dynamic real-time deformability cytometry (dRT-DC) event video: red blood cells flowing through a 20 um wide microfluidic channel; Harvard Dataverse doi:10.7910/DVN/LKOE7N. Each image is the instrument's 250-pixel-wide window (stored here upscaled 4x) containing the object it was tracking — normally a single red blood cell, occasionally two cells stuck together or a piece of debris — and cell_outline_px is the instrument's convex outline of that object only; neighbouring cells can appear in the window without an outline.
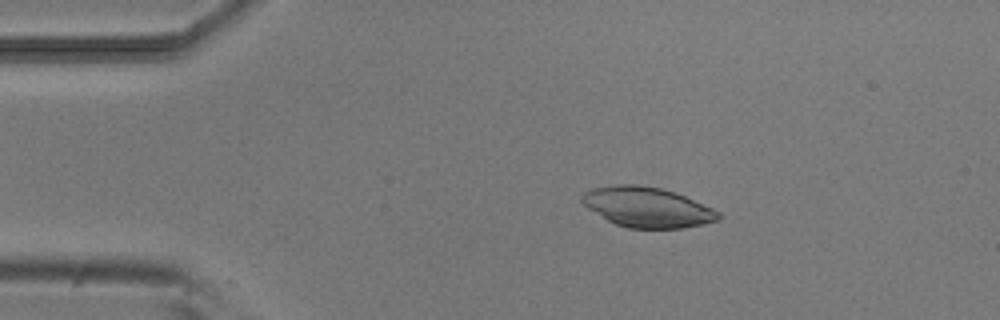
{"species": "common noctule bat (a hibernating species)", "species_latin": "Nyctalus noctula", "temperature_condition": "room temperature", "stored_images_in_passage": 51, "camera_frame_rate_fps": 3000, "um_per_image_px": 0.085, "animal": {"sex": "male", "body_mass_g": 20.5, "forearm_length_mm": 52.5}, "frame": {"image": 1, "passage_image": 9, "time_ms": 2.667, "image_size_px": [1000, 320], "cell_outline_px": [[724, 216], [720, 220], [684, 228], [628, 228], [616, 224], [608, 220], [588, 208], [580, 200], [580, 196], [584, 192], [596, 188], [616, 184], [636, 184], [660, 188], [684, 196], [712, 208], [720, 212]], "centroid_in_image_um": [55.03, 17.62], "position_along_channel_um": 30.0, "area_um2": 31.67}}
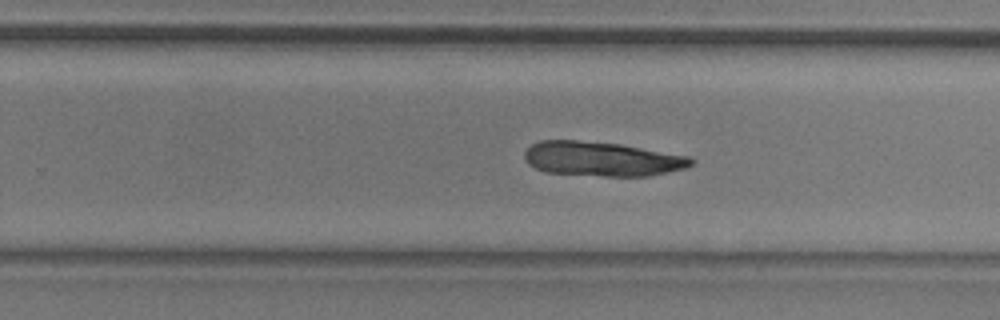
{"frame": {"image": 2, "passage_image": 32, "time_ms": 10.333, "image_size_px": [1000, 320], "cell_outline_px": [[696, 160], [692, 164], [684, 168], [648, 176], [604, 176], [544, 172], [528, 164], [524, 160], [524, 152], [532, 144], [540, 140], [576, 140], [620, 144], [688, 156]], "centroid_in_image_um": [51.12, 13.51], "position_along_channel_um": 278.7, "area_um2": 33.35}}
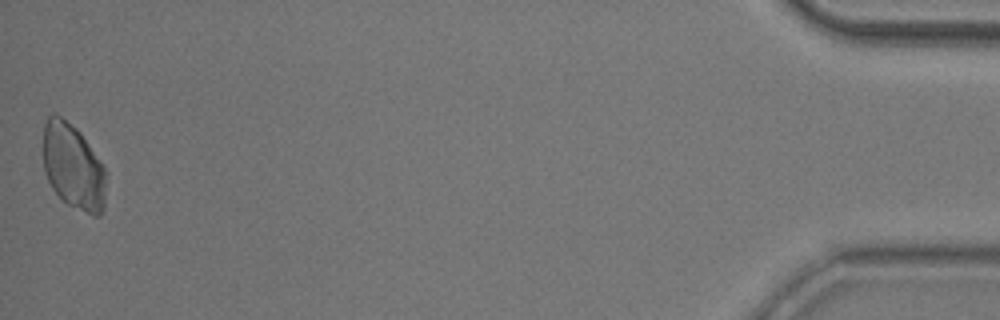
{"frame": {"image": 3, "passage_image": 51, "time_ms": 16.667, "image_size_px": [1000, 320], "cell_outline_px": [[108, 172], [104, 208], [100, 216], [92, 216], [68, 204], [52, 188], [44, 172], [44, 124], [48, 116], [52, 112], [60, 116], [76, 128], [80, 132]], "centroid_in_image_um": [6.26, 14.19], "position_along_channel_um": 428.9, "area_um2": 31.62}}